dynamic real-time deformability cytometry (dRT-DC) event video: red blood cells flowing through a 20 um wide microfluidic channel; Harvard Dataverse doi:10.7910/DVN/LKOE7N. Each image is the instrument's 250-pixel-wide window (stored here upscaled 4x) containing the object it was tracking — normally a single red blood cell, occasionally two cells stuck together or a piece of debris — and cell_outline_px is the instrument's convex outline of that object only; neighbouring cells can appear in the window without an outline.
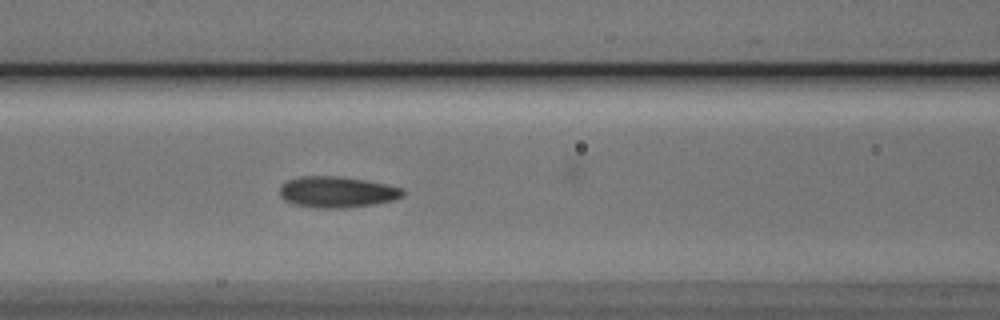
{"species": "Egyptian fruit bat (a non-hibernating species)", "species_latin": "Rousettus aegyptiacus", "temperature_condition": "cold", "stored_images_in_passage": 55, "camera_frame_rate_fps": 3000, "um_per_image_px": 0.085, "animal": {"sex": "male"}, "frame": {"image": 1, "passage_image": 23, "time_ms": 7.333, "image_size_px": [1000, 320], "cell_outline_px": [[404, 196], [396, 200], [372, 204], [340, 208], [316, 208], [296, 204], [284, 200], [280, 196], [280, 184], [288, 180], [300, 176], [344, 176], [368, 180], [388, 184], [404, 188]], "centroid_in_image_um": [28.68, 16.3], "position_along_channel_um": 137.9, "area_um2": 22.6}}
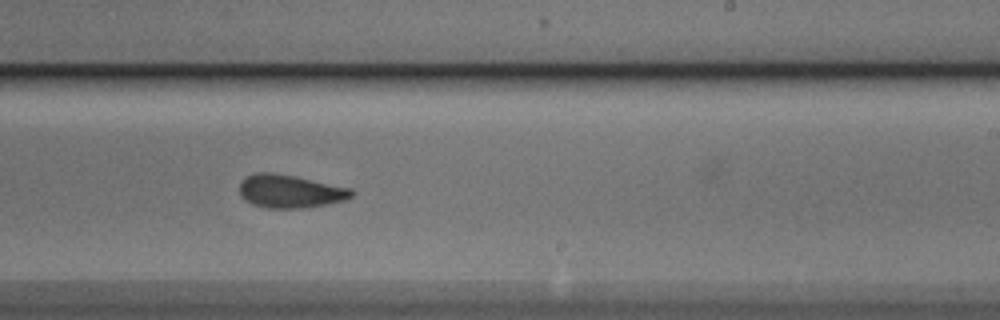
{"frame": {"image": 2, "passage_image": 33, "time_ms": 10.667, "image_size_px": [1000, 320], "cell_outline_px": [[356, 192], [348, 200], [300, 208], [268, 208], [252, 204], [244, 200], [240, 196], [240, 184], [244, 176], [256, 172], [272, 172], [296, 176], [352, 188]], "centroid_in_image_um": [24.66, 16.24], "position_along_channel_um": 264.3, "area_um2": 21.91}}
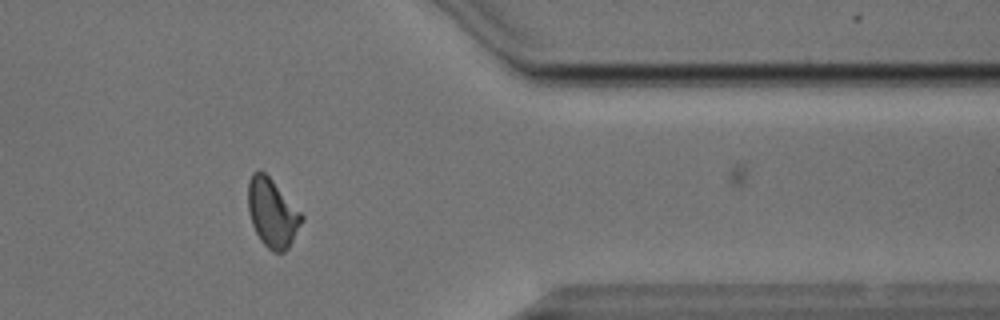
{"frame": {"image": 3, "passage_image": 44, "time_ms": 14.333, "image_size_px": [1000, 320], "cell_outline_px": [[304, 220], [288, 248], [284, 252], [272, 252], [260, 240], [252, 224], [248, 212], [248, 180], [252, 172], [260, 168], [272, 180], [304, 216]], "centroid_in_image_um": [23.13, 18.09], "position_along_channel_um": 388.3, "area_um2": 21.39}, "authors_computed_cell_mechanics": {"area_um2": 21.5016, "velocity_mm_per_s": 3.8032, "shape_relaxation_time_tau1_ms": 3.3528, "shape_relaxation_time_tau2_ms": 2.2283, "deformation_change_tau1": 0.1106, "deformation_change_tau2": 0.0756}}